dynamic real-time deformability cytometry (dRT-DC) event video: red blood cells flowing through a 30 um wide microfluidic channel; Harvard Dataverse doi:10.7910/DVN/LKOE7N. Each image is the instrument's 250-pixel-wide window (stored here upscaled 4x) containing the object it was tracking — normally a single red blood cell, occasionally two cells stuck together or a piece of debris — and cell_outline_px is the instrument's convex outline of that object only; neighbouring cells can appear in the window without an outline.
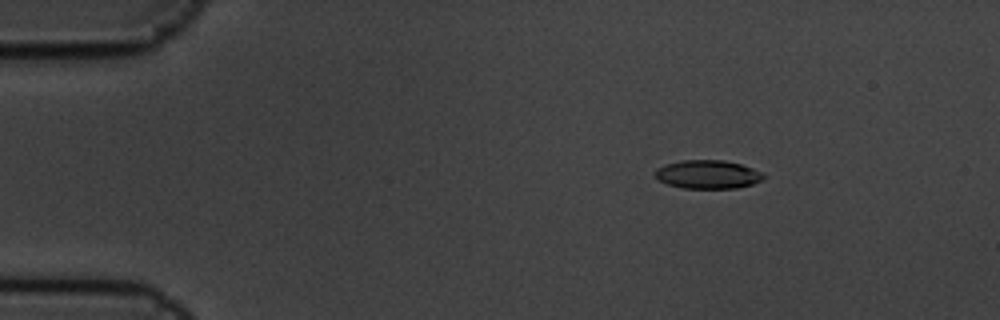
{"species": "common noctule bat (a hibernating species)", "species_latin": "Nyctalus noctula", "temperature_condition": "cold", "stored_images_in_passage": 7, "camera_frame_rate_fps": 3000, "um_per_image_px": 0.085, "animal": {"sex": "male", "body_mass_g": 19.5, "forearm_length_mm": 54.6}, "frame": {"image": 1, "passage_image": 3, "time_ms": 0.667, "image_size_px": [1000, 320], "cell_outline_px": [[764, 176], [760, 180], [752, 184], [736, 188], [684, 188], [668, 184], [660, 180], [656, 176], [656, 168], [664, 164], [684, 160], [724, 160], [740, 164], [752, 168], [760, 172]], "centroid_in_image_um": [60.14, 14.82], "position_along_channel_um": 24.9, "area_um2": 17.74}}
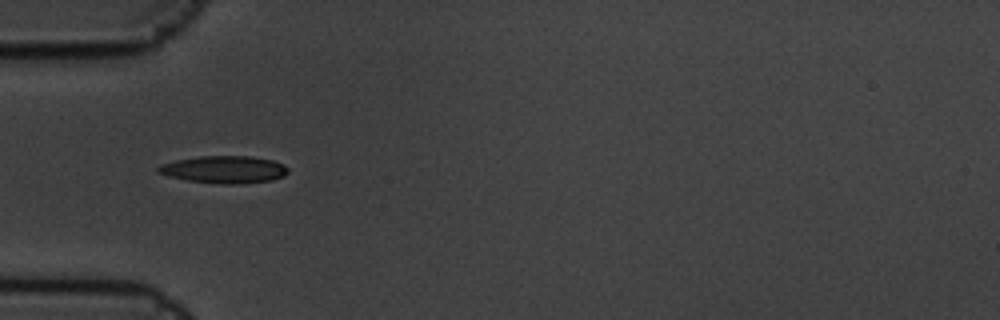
{"frame": {"image": 2, "passage_image": 6, "time_ms": 1.667, "image_size_px": [1000, 320], "cell_outline_px": [[288, 172], [284, 176], [272, 180], [232, 184], [224, 184], [188, 180], [168, 176], [156, 172], [156, 168], [160, 164], [176, 160], [200, 156], [248, 156], [272, 160], [284, 164], [288, 168]], "centroid_in_image_um": [19.04, 14.4], "position_along_channel_um": 66.0, "area_um2": 20.58}}
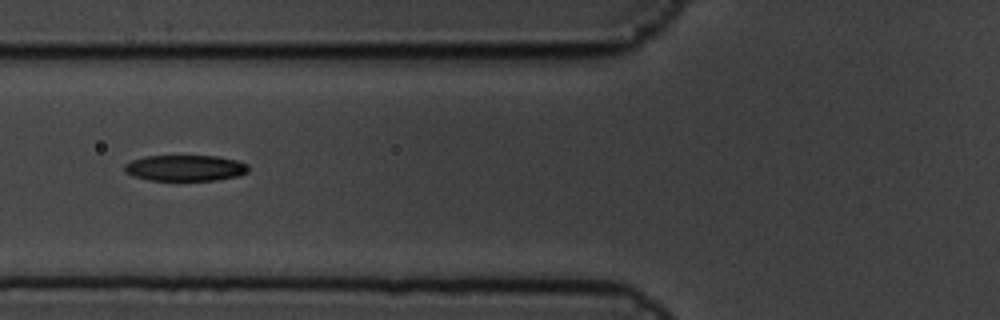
{"frame": {"image": 3, "passage_image": 7, "time_ms": 2.0, "image_size_px": [1000, 320], "cell_outline_px": [[248, 172], [236, 176], [216, 180], [148, 180], [132, 176], [124, 172], [124, 164], [132, 160], [144, 156], [216, 156], [236, 160], [248, 164]], "centroid_in_image_um": [15.7, 14.28], "position_along_channel_um": 110.1, "area_um2": 18.79}}